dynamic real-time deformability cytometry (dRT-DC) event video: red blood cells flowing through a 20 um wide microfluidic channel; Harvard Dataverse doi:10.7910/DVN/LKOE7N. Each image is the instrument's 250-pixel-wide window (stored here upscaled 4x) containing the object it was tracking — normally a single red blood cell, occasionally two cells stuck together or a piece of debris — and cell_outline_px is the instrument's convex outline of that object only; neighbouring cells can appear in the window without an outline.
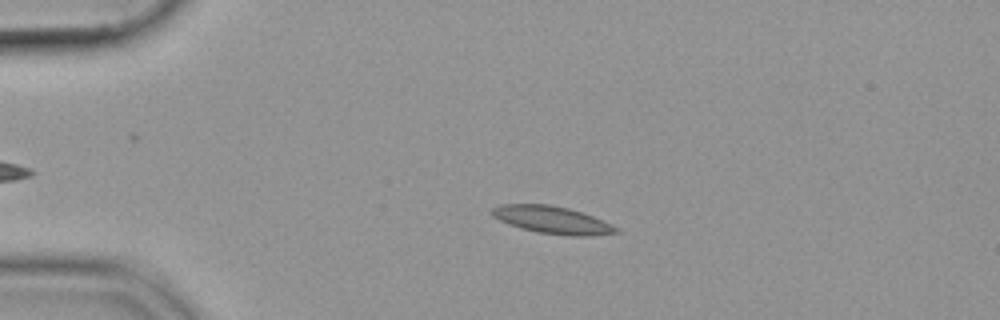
{"species": "common noctule bat (a hibernating species)", "species_latin": "Nyctalus noctula", "temperature_condition": "cold", "stored_images_in_passage": 54, "camera_frame_rate_fps": 3000, "um_per_image_px": 0.085, "animal": {"sex": "female", "body_mass_g": 19.9}, "frame": {"image": 1, "passage_image": 12, "time_ms": 3.667, "image_size_px": [1000, 320], "cell_outline_px": [[620, 232], [588, 236], [568, 236], [536, 232], [520, 228], [508, 224], [492, 216], [492, 208], [500, 204], [548, 204], [568, 208], [592, 216], [612, 224], [620, 228]], "centroid_in_image_um": [46.94, 18.7], "position_along_channel_um": 38.1, "area_um2": 19.88}}
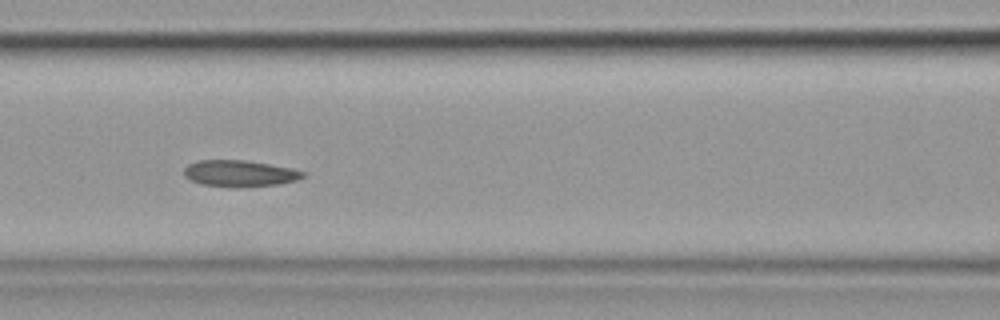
{"frame": {"image": 2, "passage_image": 24, "time_ms": 7.667, "image_size_px": [1000, 320], "cell_outline_px": [[304, 176], [296, 180], [280, 184], [236, 188], [200, 184], [184, 176], [184, 168], [188, 164], [200, 160], [244, 160], [292, 168], [304, 172]], "centroid_in_image_um": [20.35, 14.75], "position_along_channel_um": 146.2, "area_um2": 18.32}}
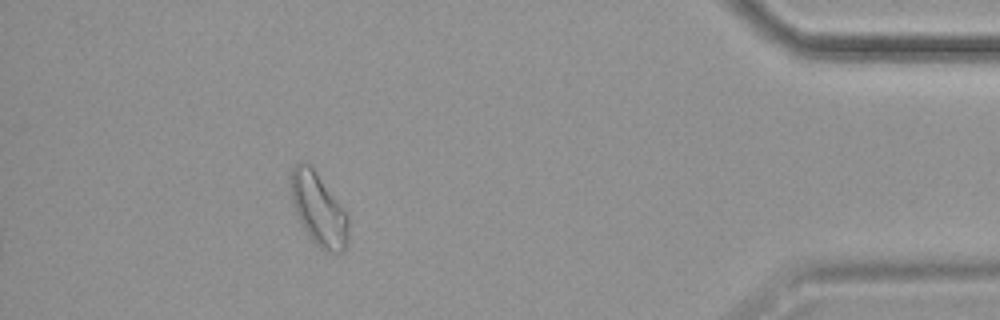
{"frame": {"image": 3, "passage_image": 49, "time_ms": 16.0, "image_size_px": [1000, 320], "cell_outline_px": [[348, 244], [344, 252], [328, 252], [320, 248], [308, 236], [292, 204], [288, 180], [288, 176], [292, 168], [300, 160], [308, 160], [348, 216]], "centroid_in_image_um": [27.03, 17.74], "position_along_channel_um": 408.2, "area_um2": 24.68}}